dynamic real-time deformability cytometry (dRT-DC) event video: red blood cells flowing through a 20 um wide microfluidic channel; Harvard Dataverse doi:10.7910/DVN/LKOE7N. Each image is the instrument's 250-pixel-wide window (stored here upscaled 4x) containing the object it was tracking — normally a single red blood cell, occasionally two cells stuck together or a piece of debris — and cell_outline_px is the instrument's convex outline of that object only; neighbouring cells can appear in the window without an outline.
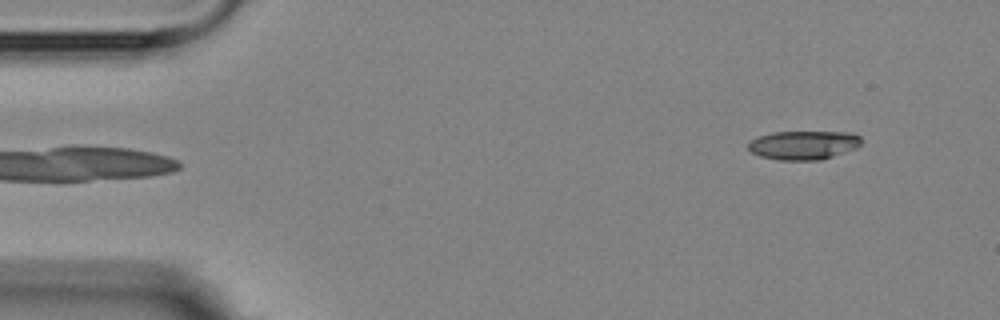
{"species": "Egyptian fruit bat (a non-hibernating species)", "species_latin": "Rousettus aegyptiacus", "temperature_condition": "room temperature", "stored_images_in_passage": 5, "segment_of_instrument_passage": [2, 2], "camera_frame_rate_fps": 3000, "um_per_image_px": 0.085, "animal": {"sex": "female"}, "frame": {"image": 1, "passage_image": 5, "time_ms": 4.667, "image_size_px": [1000, 320], "cell_outline_px": [[860, 144], [856, 148], [820, 160], [780, 160], [760, 156], [752, 152], [748, 148], [748, 144], [752, 140], [760, 136], [772, 132], [848, 132], [860, 136]], "centroid_in_image_um": [68.29, 12.33], "position_along_channel_um": 16.7, "area_um2": 18.79}}